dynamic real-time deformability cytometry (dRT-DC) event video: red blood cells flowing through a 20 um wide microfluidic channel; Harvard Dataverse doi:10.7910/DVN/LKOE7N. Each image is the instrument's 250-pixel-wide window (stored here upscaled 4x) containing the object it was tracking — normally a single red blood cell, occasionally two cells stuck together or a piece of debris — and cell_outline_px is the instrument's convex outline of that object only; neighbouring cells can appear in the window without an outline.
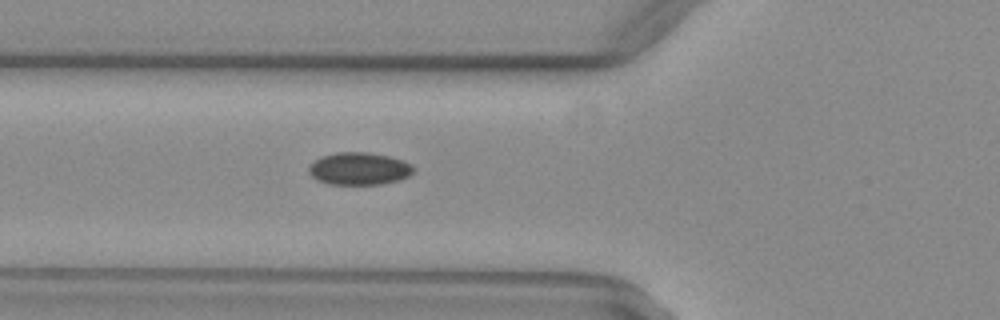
{"species": "common noctule bat (a hibernating species)", "species_latin": "Nyctalus noctula", "temperature_condition": "warm", "stored_images_in_passage": 38, "camera_frame_rate_fps": 3000, "um_per_image_px": 0.085, "animal": {"sex": "female", "body_mass_g": 29.2, "forearm_length_mm": 56.3}, "frame": {"image": 1, "passage_image": 11, "time_ms": 3.333, "image_size_px": [1000, 320], "cell_outline_px": [[416, 168], [408, 176], [400, 180], [380, 184], [328, 184], [316, 180], [308, 172], [308, 168], [320, 156], [336, 152], [368, 152], [388, 156], [404, 160], [412, 164]], "centroid_in_image_um": [30.54, 14.33], "position_along_channel_um": 95.3, "area_um2": 19.94}}
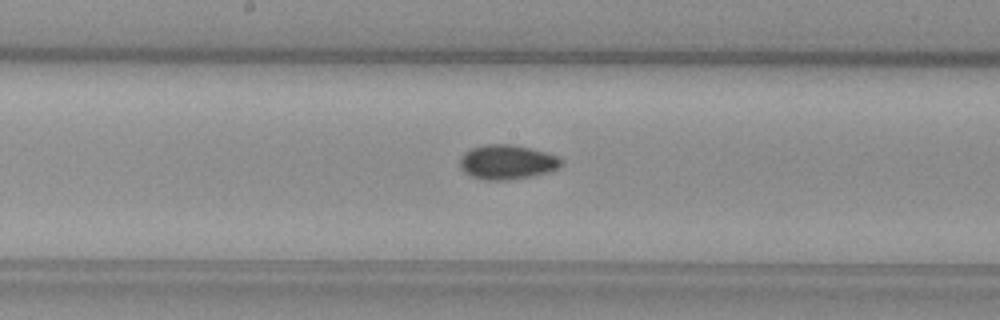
{"frame": {"image": 2, "passage_image": 19, "time_ms": 6.0, "image_size_px": [1000, 320], "cell_outline_px": [[564, 164], [560, 168], [552, 172], [512, 180], [484, 180], [472, 176], [464, 172], [460, 168], [460, 156], [464, 152], [472, 148], [484, 144], [508, 144], [528, 148], [544, 152], [556, 156], [564, 160]], "centroid_in_image_um": [43.12, 13.79], "position_along_channel_um": 205.1, "area_um2": 20.63}}
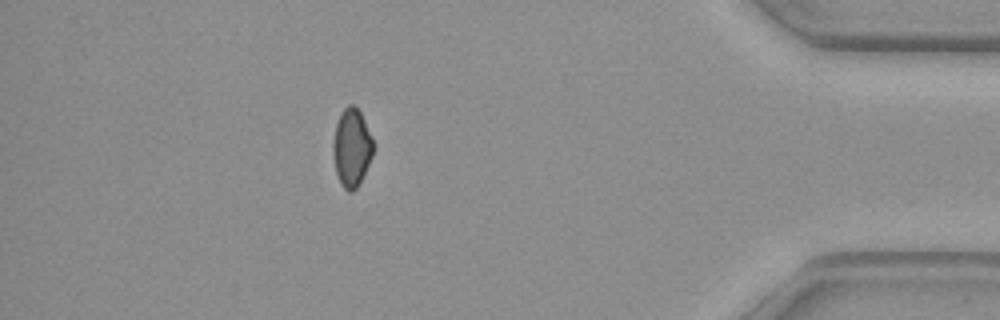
{"frame": {"image": 3, "passage_image": 37, "time_ms": 12.0, "image_size_px": [1000, 320], "cell_outline_px": [[372, 156], [356, 188], [352, 192], [348, 192], [340, 184], [336, 172], [332, 152], [332, 144], [336, 124], [340, 112], [348, 104], [352, 104], [360, 112], [372, 136]], "centroid_in_image_um": [29.86, 12.53], "position_along_channel_um": 405.3, "area_um2": 18.09}}